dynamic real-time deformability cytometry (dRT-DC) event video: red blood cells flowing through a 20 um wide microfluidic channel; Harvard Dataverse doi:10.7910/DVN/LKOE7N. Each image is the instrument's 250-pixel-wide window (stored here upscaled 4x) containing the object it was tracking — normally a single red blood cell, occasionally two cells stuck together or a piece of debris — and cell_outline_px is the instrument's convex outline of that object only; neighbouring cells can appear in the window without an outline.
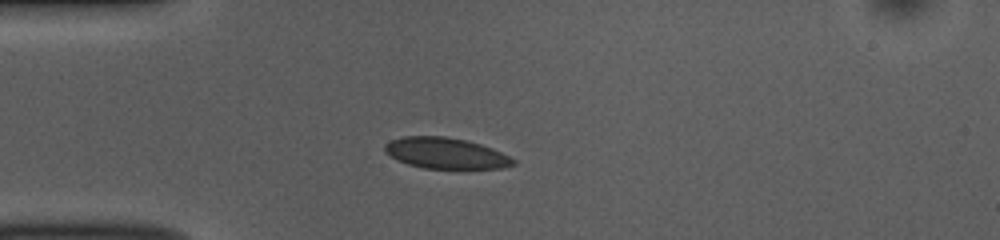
{"species": "common noctule bat (a hibernating species)", "species_latin": "Nyctalus noctula", "temperature_condition": "room temperature", "stored_images_in_passage": 40, "camera_frame_rate_fps": 3000, "um_per_image_px": 0.085, "animal": {"sex": "female", "body_mass_g": 10.0, "forearm_length_mm": 53.1}, "frame": {"image": 1, "passage_image": 1, "time_ms": 0.0, "image_size_px": [1000, 240], "cell_outline_px": [[516, 164], [504, 168], [424, 168], [408, 164], [396, 160], [384, 152], [384, 144], [392, 140], [404, 136], [444, 136], [468, 140], [492, 148], [516, 160]], "centroid_in_image_um": [37.87, 13.02], "position_along_channel_um": 47.1, "area_um2": 23.18}}
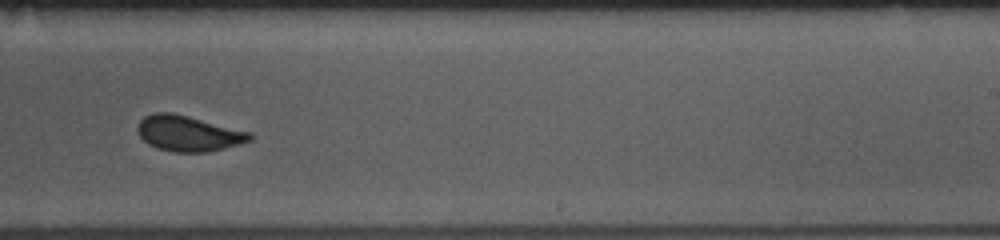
{"frame": {"image": 2, "passage_image": 20, "time_ms": 6.333, "image_size_px": [1000, 240], "cell_outline_px": [[252, 140], [240, 144], [208, 152], [172, 152], [156, 148], [148, 144], [140, 136], [136, 128], [140, 120], [144, 116], [156, 112], [172, 112], [252, 132]], "centroid_in_image_um": [16.01, 11.34], "position_along_channel_um": 273.0, "area_um2": 23.41}}
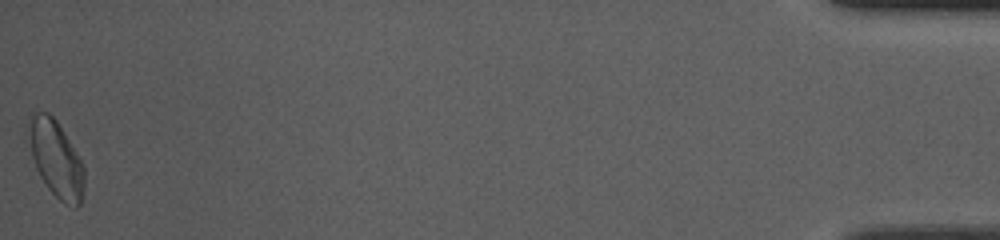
{"frame": {"image": 3, "passage_image": 40, "time_ms": 13.0, "image_size_px": [1000, 240], "cell_outline_px": [[84, 196], [80, 204], [76, 208], [64, 204], [48, 188], [40, 176], [36, 168], [24, 140], [28, 116], [32, 112], [48, 112], [56, 120], [64, 132], [84, 164]], "centroid_in_image_um": [4.7, 13.46], "position_along_channel_um": 430.5, "area_um2": 25.78}, "authors_computed_cell_mechanics": {"area_um2": 23.3512, "velocity_mm_per_s": 3.7861, "shape_relaxation_time_tau1_ms": 4.8282, "shape_relaxation_time_tau2_ms": null, "deformation_change_tau1": 0.0956, "deformation_change_tau2": null}}